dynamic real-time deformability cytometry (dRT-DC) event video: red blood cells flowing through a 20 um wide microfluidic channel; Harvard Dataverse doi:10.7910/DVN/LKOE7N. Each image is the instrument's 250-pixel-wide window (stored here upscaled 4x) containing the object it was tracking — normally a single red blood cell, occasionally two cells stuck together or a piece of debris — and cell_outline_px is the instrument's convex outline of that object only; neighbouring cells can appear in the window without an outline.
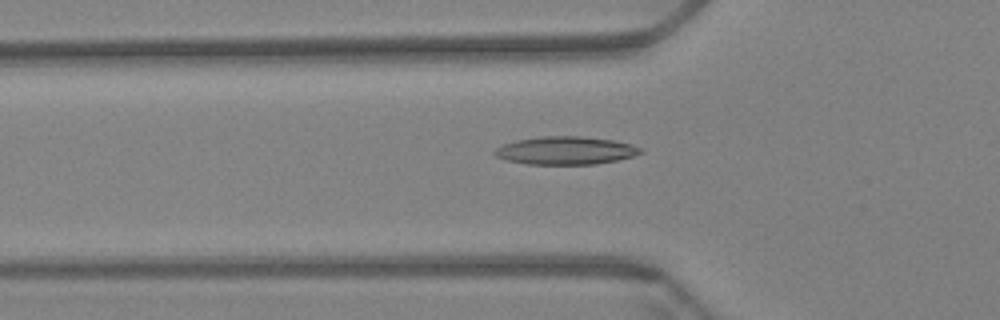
{"species": "Egyptian fruit bat (a non-hibernating species)", "species_latin": "Rousettus aegyptiacus", "temperature_condition": "warm", "stored_images_in_passage": 61, "camera_frame_rate_fps": 3000, "um_per_image_px": 0.085, "animal": {"sex": "female"}, "frame": {"image": 1, "passage_image": 21, "time_ms": 6.667, "image_size_px": [1000, 320], "cell_outline_px": [[644, 152], [632, 156], [616, 160], [596, 164], [528, 164], [508, 160], [496, 156], [492, 152], [496, 148], [504, 144], [516, 140], [544, 136], [580, 136], [612, 140], [632, 144], [644, 148]], "centroid_in_image_um": [48.11, 12.79], "position_along_channel_um": 77.7, "area_um2": 23.7}}
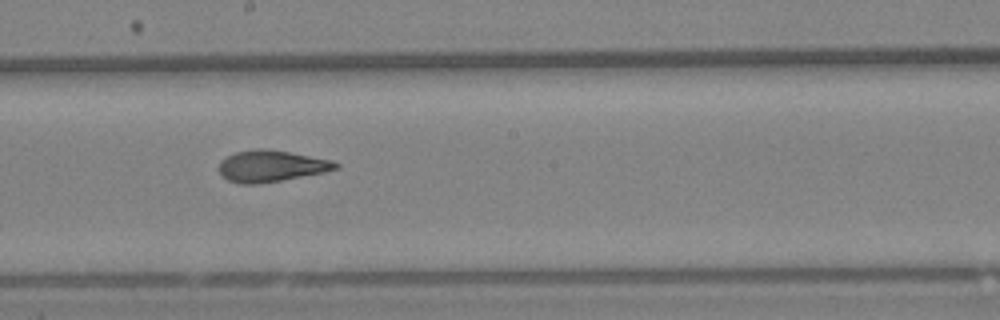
{"frame": {"image": 2, "passage_image": 34, "time_ms": 11.0, "image_size_px": [1000, 320], "cell_outline_px": [[340, 168], [324, 172], [280, 180], [256, 184], [240, 184], [228, 180], [220, 176], [220, 160], [236, 152], [256, 148], [264, 148], [288, 152], [332, 160], [340, 164]], "centroid_in_image_um": [23.04, 14.11], "position_along_channel_um": 225.2, "area_um2": 21.27}}
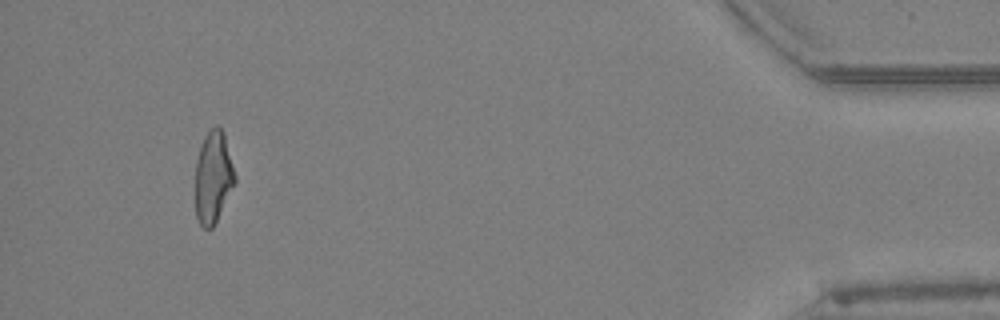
{"frame": {"image": 3, "passage_image": 57, "time_ms": 18.667, "image_size_px": [1000, 320], "cell_outline_px": [[236, 180], [212, 228], [204, 228], [200, 224], [196, 216], [196, 160], [204, 136], [216, 124], [224, 132], [236, 176]], "centroid_in_image_um": [18.12, 15.02], "position_along_channel_um": 417.1, "area_um2": 20.87}, "authors_computed_cell_mechanics": {"area_um2": 21.7328, "velocity_mm_per_s": 3.4134, "shape_relaxation_time_tau1_ms": 11.0495, "shape_relaxation_time_tau2_ms": 2.0982, "deformation_change_tau1": 0.3046, "deformation_change_tau2": 0.1081}}